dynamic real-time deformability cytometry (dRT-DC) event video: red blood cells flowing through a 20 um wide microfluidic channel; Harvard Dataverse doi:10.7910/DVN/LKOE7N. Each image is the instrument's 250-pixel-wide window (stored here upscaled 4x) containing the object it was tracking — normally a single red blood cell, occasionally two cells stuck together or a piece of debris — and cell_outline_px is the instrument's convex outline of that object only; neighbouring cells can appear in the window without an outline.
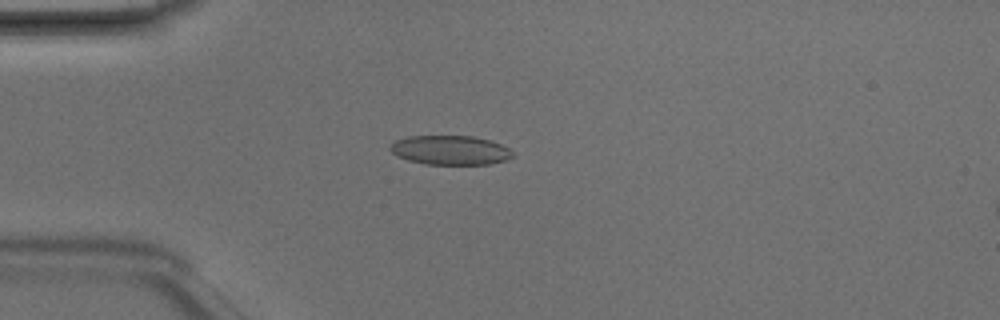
{"species": "Egyptian fruit bat (a non-hibernating species)", "species_latin": "Rousettus aegyptiacus", "temperature_condition": "room temperature", "stored_images_in_passage": 4, "camera_frame_rate_fps": 3000, "um_per_image_px": 0.085, "animal": {"sex": "male"}, "frame": {"image": 1, "passage_image": 3, "time_ms": 0.667, "image_size_px": [1000, 320], "cell_outline_px": [[516, 156], [508, 160], [488, 164], [428, 164], [408, 160], [396, 156], [388, 148], [396, 140], [408, 136], [472, 136], [488, 140], [500, 144], [516, 152]], "centroid_in_image_um": [38.31, 12.77], "position_along_channel_um": 46.7, "area_um2": 20.98}}